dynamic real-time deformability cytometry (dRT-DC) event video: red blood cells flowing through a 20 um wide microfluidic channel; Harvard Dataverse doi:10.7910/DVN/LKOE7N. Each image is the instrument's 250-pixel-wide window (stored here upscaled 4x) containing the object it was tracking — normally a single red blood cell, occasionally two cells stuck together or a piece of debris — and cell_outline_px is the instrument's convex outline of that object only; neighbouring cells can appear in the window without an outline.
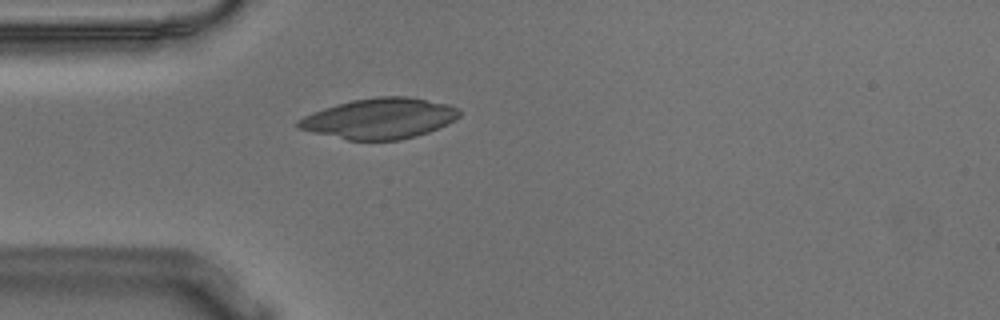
{"species": "Egyptian fruit bat (a non-hibernating species)", "species_latin": "Rousettus aegyptiacus", "temperature_condition": "warm", "stored_images_in_passage": 33, "camera_frame_rate_fps": 3000, "um_per_image_px": 0.085, "animal": {"sex": "male"}, "frame": {"image": 1, "passage_image": 1, "time_ms": 0.0, "image_size_px": [1000, 320], "cell_outline_px": [[460, 116], [456, 120], [440, 128], [416, 136], [400, 140], [348, 140], [312, 132], [296, 128], [296, 120], [312, 112], [336, 104], [352, 100], [376, 96], [408, 96], [448, 104], [460, 108]], "centroid_in_image_um": [32.28, 10.07], "position_along_channel_um": 52.7, "area_um2": 38.38}}
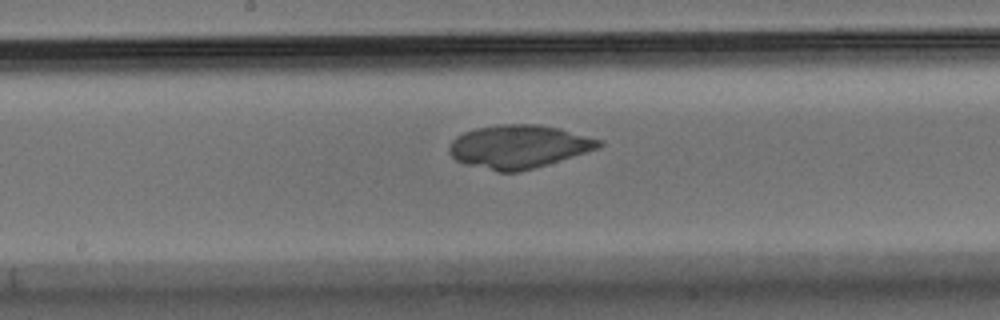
{"frame": {"image": 2, "passage_image": 14, "time_ms": 4.333, "image_size_px": [1000, 320], "cell_outline_px": [[604, 144], [600, 148], [532, 168], [516, 172], [496, 172], [464, 164], [456, 160], [448, 152], [448, 148], [452, 140], [456, 136], [464, 132], [476, 128], [496, 124], [540, 124], [560, 128], [604, 140]], "centroid_in_image_um": [44.08, 12.45], "position_along_channel_um": 204.1, "area_um2": 37.97}}
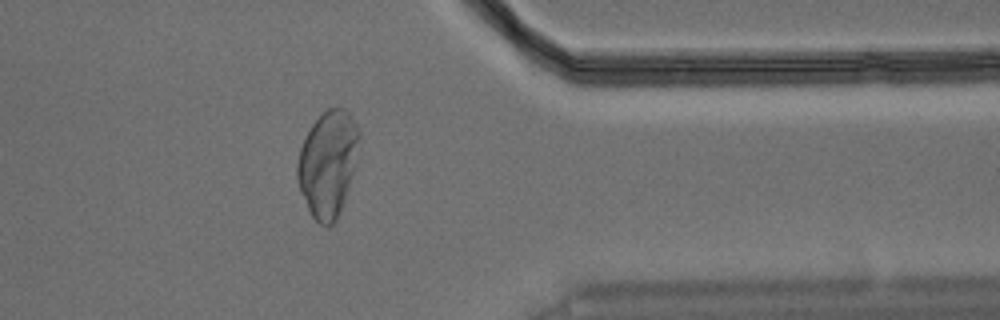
{"frame": {"image": 3, "passage_image": 30, "time_ms": 9.667, "image_size_px": [1000, 320], "cell_outline_px": [[360, 136], [352, 176], [340, 212], [336, 220], [328, 228], [320, 224], [312, 216], [300, 192], [296, 180], [296, 164], [300, 148], [312, 124], [328, 108], [344, 108], [348, 112], [356, 124], [360, 132]], "centroid_in_image_um": [27.85, 13.94], "position_along_channel_um": 383.6, "area_um2": 37.97}}